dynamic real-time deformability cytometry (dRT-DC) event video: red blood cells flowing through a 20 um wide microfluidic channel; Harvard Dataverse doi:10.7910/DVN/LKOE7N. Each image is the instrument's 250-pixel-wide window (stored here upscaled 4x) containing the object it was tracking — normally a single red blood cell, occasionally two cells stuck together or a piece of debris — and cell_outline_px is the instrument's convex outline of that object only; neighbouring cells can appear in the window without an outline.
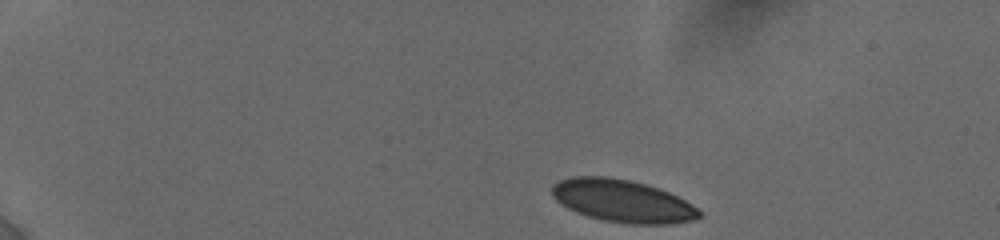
{"species": "human", "species_latin": "Homo sapiens", "temperature_condition": "cold", "stored_images_in_passage": 13, "camera_frame_rate_fps": 3000, "um_per_image_px": 0.085, "donor": {"sex": "female"}, "frame": {"image": 1, "passage_image": 1, "time_ms": 0.0, "image_size_px": [1000, 240], "cell_outline_px": [[700, 216], [692, 220], [672, 224], [632, 224], [604, 220], [588, 216], [576, 212], [560, 204], [552, 196], [552, 184], [560, 180], [572, 176], [608, 176], [628, 180], [644, 184], [668, 192], [692, 204], [700, 212]], "centroid_in_image_um": [52.87, 17.08], "position_along_channel_um": 32.1, "area_um2": 36.24}}
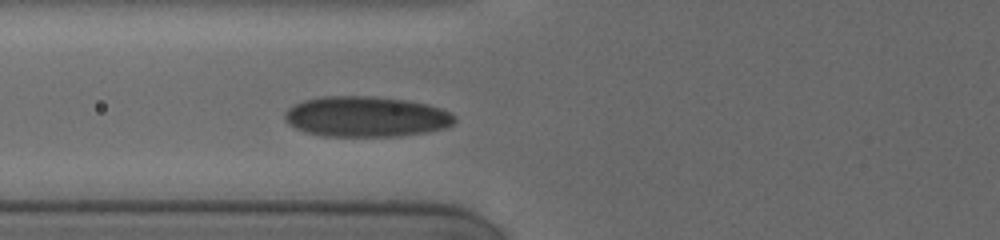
{"frame": {"image": 2, "passage_image": 13, "time_ms": 4.333, "image_size_px": [1000, 240], "cell_outline_px": [[456, 120], [452, 124], [444, 128], [428, 132], [400, 136], [324, 136], [304, 132], [288, 124], [284, 120], [284, 112], [292, 104], [304, 100], [320, 96], [372, 96], [404, 100], [428, 104], [440, 108], [456, 116]], "centroid_in_image_um": [31.08, 9.91], "position_along_channel_um": 94.7, "area_um2": 40.34}}